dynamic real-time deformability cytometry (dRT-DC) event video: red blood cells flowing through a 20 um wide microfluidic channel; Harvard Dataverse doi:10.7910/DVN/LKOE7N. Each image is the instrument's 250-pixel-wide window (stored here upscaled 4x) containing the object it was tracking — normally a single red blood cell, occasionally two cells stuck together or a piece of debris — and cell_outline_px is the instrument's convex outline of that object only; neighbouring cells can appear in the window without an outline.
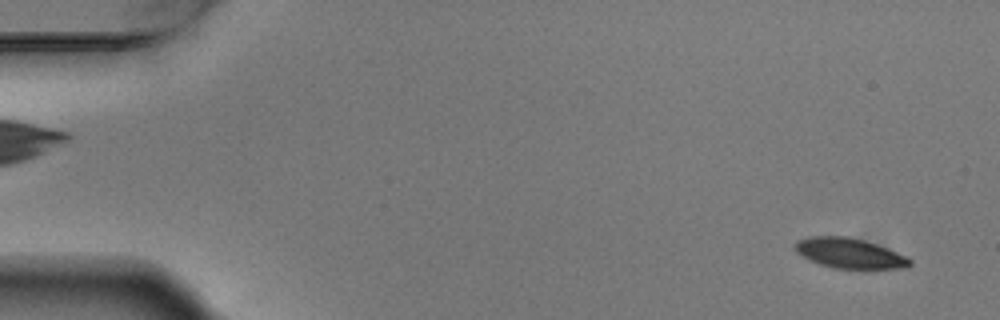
{"species": "Egyptian fruit bat (a non-hibernating species)", "species_latin": "Rousettus aegyptiacus", "temperature_condition": "warm", "stored_images_in_passage": 2, "camera_frame_rate_fps": 3000, "um_per_image_px": 0.085, "animal": {"sex": "male"}, "frame": {"image": 1, "passage_image": 2, "time_ms": 0.333, "image_size_px": [1000, 320], "cell_outline_px": [[912, 264], [908, 268], [864, 272], [860, 272], [832, 268], [820, 264], [796, 252], [792, 248], [792, 244], [796, 240], [808, 236], [848, 236], [864, 240], [888, 248], [912, 260]], "centroid_in_image_um": [72.25, 21.58], "position_along_channel_um": 12.8, "area_um2": 21.33}}